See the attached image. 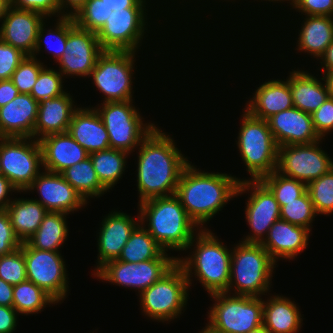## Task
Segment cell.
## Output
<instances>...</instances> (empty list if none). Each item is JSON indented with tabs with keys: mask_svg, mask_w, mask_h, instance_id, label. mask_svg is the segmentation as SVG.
Instances as JSON below:
<instances>
[{
	"mask_svg": "<svg viewBox=\"0 0 333 333\" xmlns=\"http://www.w3.org/2000/svg\"><path fill=\"white\" fill-rule=\"evenodd\" d=\"M160 125L159 122L131 154L135 160L131 167L136 166L134 186L137 189V204L174 195L184 168L192 160L179 148L173 132H166Z\"/></svg>",
	"mask_w": 333,
	"mask_h": 333,
	"instance_id": "obj_1",
	"label": "cell"
},
{
	"mask_svg": "<svg viewBox=\"0 0 333 333\" xmlns=\"http://www.w3.org/2000/svg\"><path fill=\"white\" fill-rule=\"evenodd\" d=\"M195 164L191 161L184 168L175 195L200 229H211L210 221L213 222L229 202L236 200L242 178L232 172L210 171Z\"/></svg>",
	"mask_w": 333,
	"mask_h": 333,
	"instance_id": "obj_2",
	"label": "cell"
},
{
	"mask_svg": "<svg viewBox=\"0 0 333 333\" xmlns=\"http://www.w3.org/2000/svg\"><path fill=\"white\" fill-rule=\"evenodd\" d=\"M214 229H201L177 258L190 290L199 283L207 295L226 292L230 281L232 244L225 243Z\"/></svg>",
	"mask_w": 333,
	"mask_h": 333,
	"instance_id": "obj_3",
	"label": "cell"
},
{
	"mask_svg": "<svg viewBox=\"0 0 333 333\" xmlns=\"http://www.w3.org/2000/svg\"><path fill=\"white\" fill-rule=\"evenodd\" d=\"M136 206L140 224L175 258L187 249L193 237L201 230L188 216L175 194L149 199Z\"/></svg>",
	"mask_w": 333,
	"mask_h": 333,
	"instance_id": "obj_4",
	"label": "cell"
},
{
	"mask_svg": "<svg viewBox=\"0 0 333 333\" xmlns=\"http://www.w3.org/2000/svg\"><path fill=\"white\" fill-rule=\"evenodd\" d=\"M231 243L230 281L225 293L264 297L271 291L274 292L273 281L278 265L263 246L239 240Z\"/></svg>",
	"mask_w": 333,
	"mask_h": 333,
	"instance_id": "obj_5",
	"label": "cell"
},
{
	"mask_svg": "<svg viewBox=\"0 0 333 333\" xmlns=\"http://www.w3.org/2000/svg\"><path fill=\"white\" fill-rule=\"evenodd\" d=\"M240 114L237 118L240 119L237 122L240 127L236 128L238 131L233 139L237 157H240L238 161L241 160L242 168L244 166L243 170L247 173L242 181L261 180L276 170L278 146L267 120L254 117L244 108Z\"/></svg>",
	"mask_w": 333,
	"mask_h": 333,
	"instance_id": "obj_6",
	"label": "cell"
},
{
	"mask_svg": "<svg viewBox=\"0 0 333 333\" xmlns=\"http://www.w3.org/2000/svg\"><path fill=\"white\" fill-rule=\"evenodd\" d=\"M191 292L183 268L176 263L158 281L137 296L138 310L148 322L150 320L154 324L158 322L166 326L173 324L181 320L187 311Z\"/></svg>",
	"mask_w": 333,
	"mask_h": 333,
	"instance_id": "obj_7",
	"label": "cell"
},
{
	"mask_svg": "<svg viewBox=\"0 0 333 333\" xmlns=\"http://www.w3.org/2000/svg\"><path fill=\"white\" fill-rule=\"evenodd\" d=\"M139 54L131 51H104L98 57L87 79L96 95L101 96L98 102L137 100L134 94L138 79L135 75L139 73L137 67L140 65L136 61L139 57L144 58Z\"/></svg>",
	"mask_w": 333,
	"mask_h": 333,
	"instance_id": "obj_8",
	"label": "cell"
},
{
	"mask_svg": "<svg viewBox=\"0 0 333 333\" xmlns=\"http://www.w3.org/2000/svg\"><path fill=\"white\" fill-rule=\"evenodd\" d=\"M136 105L135 100L88 105L100 115L109 134L110 148L132 154L158 125L154 119L148 120Z\"/></svg>",
	"mask_w": 333,
	"mask_h": 333,
	"instance_id": "obj_9",
	"label": "cell"
},
{
	"mask_svg": "<svg viewBox=\"0 0 333 333\" xmlns=\"http://www.w3.org/2000/svg\"><path fill=\"white\" fill-rule=\"evenodd\" d=\"M205 323L219 333H248L263 324V297L214 293Z\"/></svg>",
	"mask_w": 333,
	"mask_h": 333,
	"instance_id": "obj_10",
	"label": "cell"
},
{
	"mask_svg": "<svg viewBox=\"0 0 333 333\" xmlns=\"http://www.w3.org/2000/svg\"><path fill=\"white\" fill-rule=\"evenodd\" d=\"M152 14L153 13L116 14L111 16L97 33L98 42L100 43L101 48L104 51H131L141 54L145 53L143 52V49L148 46L147 43L150 39L154 40L153 37L150 38V35L153 36L155 34V37L157 34L155 29H153L155 28L153 25L157 24L158 29L163 32V28L160 29L159 26L162 24L160 19L164 18V16L152 18ZM151 20H154L155 22H152ZM150 25H152V27ZM151 32L155 33L151 34Z\"/></svg>",
	"mask_w": 333,
	"mask_h": 333,
	"instance_id": "obj_11",
	"label": "cell"
},
{
	"mask_svg": "<svg viewBox=\"0 0 333 333\" xmlns=\"http://www.w3.org/2000/svg\"><path fill=\"white\" fill-rule=\"evenodd\" d=\"M240 197H245L243 219L250 231L245 232L239 241L261 243L274 222L280 219V206L274 194L261 180L239 182L236 201Z\"/></svg>",
	"mask_w": 333,
	"mask_h": 333,
	"instance_id": "obj_12",
	"label": "cell"
},
{
	"mask_svg": "<svg viewBox=\"0 0 333 333\" xmlns=\"http://www.w3.org/2000/svg\"><path fill=\"white\" fill-rule=\"evenodd\" d=\"M27 280L49 294L59 305L71 295L70 272L64 253L39 250L22 242ZM66 259V260H65Z\"/></svg>",
	"mask_w": 333,
	"mask_h": 333,
	"instance_id": "obj_13",
	"label": "cell"
},
{
	"mask_svg": "<svg viewBox=\"0 0 333 333\" xmlns=\"http://www.w3.org/2000/svg\"><path fill=\"white\" fill-rule=\"evenodd\" d=\"M1 174L25 191L44 170L42 149L34 138L0 137Z\"/></svg>",
	"mask_w": 333,
	"mask_h": 333,
	"instance_id": "obj_14",
	"label": "cell"
},
{
	"mask_svg": "<svg viewBox=\"0 0 333 333\" xmlns=\"http://www.w3.org/2000/svg\"><path fill=\"white\" fill-rule=\"evenodd\" d=\"M177 259H151L129 263L117 259L106 262L91 277L99 283L134 291L138 296L167 273Z\"/></svg>",
	"mask_w": 333,
	"mask_h": 333,
	"instance_id": "obj_15",
	"label": "cell"
},
{
	"mask_svg": "<svg viewBox=\"0 0 333 333\" xmlns=\"http://www.w3.org/2000/svg\"><path fill=\"white\" fill-rule=\"evenodd\" d=\"M325 140L278 147L276 171L306 185L328 173L333 168V156L327 152L328 145H323Z\"/></svg>",
	"mask_w": 333,
	"mask_h": 333,
	"instance_id": "obj_16",
	"label": "cell"
},
{
	"mask_svg": "<svg viewBox=\"0 0 333 333\" xmlns=\"http://www.w3.org/2000/svg\"><path fill=\"white\" fill-rule=\"evenodd\" d=\"M103 52L104 50L98 42L97 33L79 28L75 24L73 16H68V38L65 53L54 67L63 75L67 83L77 82V78L83 83L90 77L98 57Z\"/></svg>",
	"mask_w": 333,
	"mask_h": 333,
	"instance_id": "obj_17",
	"label": "cell"
},
{
	"mask_svg": "<svg viewBox=\"0 0 333 333\" xmlns=\"http://www.w3.org/2000/svg\"><path fill=\"white\" fill-rule=\"evenodd\" d=\"M119 209L113 207L108 214L102 215L99 226L96 227V232L94 231L98 253L95 264L90 269L92 272H89L91 276L106 262L118 259L132 231L140 223L138 208L135 215Z\"/></svg>",
	"mask_w": 333,
	"mask_h": 333,
	"instance_id": "obj_18",
	"label": "cell"
},
{
	"mask_svg": "<svg viewBox=\"0 0 333 333\" xmlns=\"http://www.w3.org/2000/svg\"><path fill=\"white\" fill-rule=\"evenodd\" d=\"M157 1L156 0H87L85 4L79 9V11L73 16V19L75 21V24L79 28L84 30H89L90 32L98 33L101 30V28L105 25L107 19L116 14H149L153 12L154 13L153 17H157V15L163 16L162 13L165 12L166 14H164V16L171 14L170 18L171 19L175 18V15L173 16L171 12L172 7L170 8L167 6H163V3H161L162 0L161 1L157 0ZM159 7L160 10L162 9L161 11L159 10ZM163 7L166 8L165 11Z\"/></svg>",
	"mask_w": 333,
	"mask_h": 333,
	"instance_id": "obj_19",
	"label": "cell"
},
{
	"mask_svg": "<svg viewBox=\"0 0 333 333\" xmlns=\"http://www.w3.org/2000/svg\"><path fill=\"white\" fill-rule=\"evenodd\" d=\"M33 196L41 203L47 211L63 212L70 214L86 211L89 204L83 197L68 183L61 173H54L43 170L24 191L25 195ZM85 209V210H84ZM80 211V212H79Z\"/></svg>",
	"mask_w": 333,
	"mask_h": 333,
	"instance_id": "obj_20",
	"label": "cell"
},
{
	"mask_svg": "<svg viewBox=\"0 0 333 333\" xmlns=\"http://www.w3.org/2000/svg\"><path fill=\"white\" fill-rule=\"evenodd\" d=\"M295 17L296 19L294 22L291 20L288 24H295L291 27L295 31V36L292 38V49L294 50L295 54L301 55L302 60H306V65L304 63L300 64L301 67H307V60L310 57L308 63H313L311 65L314 66L319 61V59L324 55L327 47L333 41V17L331 16H301L296 18V16H292L291 18ZM297 21V22H296ZM300 24H299V23ZM295 46V48H294ZM303 55V56H302ZM307 55V56H306ZM307 59H306V58ZM313 60V61H312ZM312 61V62H311Z\"/></svg>",
	"mask_w": 333,
	"mask_h": 333,
	"instance_id": "obj_21",
	"label": "cell"
},
{
	"mask_svg": "<svg viewBox=\"0 0 333 333\" xmlns=\"http://www.w3.org/2000/svg\"><path fill=\"white\" fill-rule=\"evenodd\" d=\"M311 236L313 233L307 228L278 219L260 244L279 266V261L295 262L310 246Z\"/></svg>",
	"mask_w": 333,
	"mask_h": 333,
	"instance_id": "obj_22",
	"label": "cell"
},
{
	"mask_svg": "<svg viewBox=\"0 0 333 333\" xmlns=\"http://www.w3.org/2000/svg\"><path fill=\"white\" fill-rule=\"evenodd\" d=\"M275 77L273 74V78L268 77L266 81L262 78V82L259 81V84L254 86L256 89H252L251 95L243 96L246 101L244 100L245 104H242V108L262 120L292 108L293 100L289 81L284 76L282 79L280 76Z\"/></svg>",
	"mask_w": 333,
	"mask_h": 333,
	"instance_id": "obj_23",
	"label": "cell"
},
{
	"mask_svg": "<svg viewBox=\"0 0 333 333\" xmlns=\"http://www.w3.org/2000/svg\"><path fill=\"white\" fill-rule=\"evenodd\" d=\"M47 18L34 11L18 10L9 6L0 19V39L32 56L38 31Z\"/></svg>",
	"mask_w": 333,
	"mask_h": 333,
	"instance_id": "obj_24",
	"label": "cell"
},
{
	"mask_svg": "<svg viewBox=\"0 0 333 333\" xmlns=\"http://www.w3.org/2000/svg\"><path fill=\"white\" fill-rule=\"evenodd\" d=\"M291 68L286 72L288 76H285V73L283 75L290 84L293 106L312 114L330 96L326 80L322 74L313 71L309 66L306 69L294 64Z\"/></svg>",
	"mask_w": 333,
	"mask_h": 333,
	"instance_id": "obj_25",
	"label": "cell"
},
{
	"mask_svg": "<svg viewBox=\"0 0 333 333\" xmlns=\"http://www.w3.org/2000/svg\"><path fill=\"white\" fill-rule=\"evenodd\" d=\"M267 123L278 147L321 140L314 129L312 115L294 106L271 116Z\"/></svg>",
	"mask_w": 333,
	"mask_h": 333,
	"instance_id": "obj_26",
	"label": "cell"
},
{
	"mask_svg": "<svg viewBox=\"0 0 333 333\" xmlns=\"http://www.w3.org/2000/svg\"><path fill=\"white\" fill-rule=\"evenodd\" d=\"M68 90L56 98H48L39 102L37 120L34 126L33 138L40 140L42 137L68 131L74 112L81 105L77 95ZM76 98H75V97Z\"/></svg>",
	"mask_w": 333,
	"mask_h": 333,
	"instance_id": "obj_27",
	"label": "cell"
},
{
	"mask_svg": "<svg viewBox=\"0 0 333 333\" xmlns=\"http://www.w3.org/2000/svg\"><path fill=\"white\" fill-rule=\"evenodd\" d=\"M297 301L282 293L263 297V325L272 333H301L305 326L304 314Z\"/></svg>",
	"mask_w": 333,
	"mask_h": 333,
	"instance_id": "obj_28",
	"label": "cell"
},
{
	"mask_svg": "<svg viewBox=\"0 0 333 333\" xmlns=\"http://www.w3.org/2000/svg\"><path fill=\"white\" fill-rule=\"evenodd\" d=\"M38 105L30 94L19 93L0 107V137L33 138Z\"/></svg>",
	"mask_w": 333,
	"mask_h": 333,
	"instance_id": "obj_29",
	"label": "cell"
},
{
	"mask_svg": "<svg viewBox=\"0 0 333 333\" xmlns=\"http://www.w3.org/2000/svg\"><path fill=\"white\" fill-rule=\"evenodd\" d=\"M85 104L74 112L68 133L90 155L110 148L109 134L96 109Z\"/></svg>",
	"mask_w": 333,
	"mask_h": 333,
	"instance_id": "obj_30",
	"label": "cell"
},
{
	"mask_svg": "<svg viewBox=\"0 0 333 333\" xmlns=\"http://www.w3.org/2000/svg\"><path fill=\"white\" fill-rule=\"evenodd\" d=\"M39 143L42 149L43 169L50 172L61 173L89 156L68 131L46 135Z\"/></svg>",
	"mask_w": 333,
	"mask_h": 333,
	"instance_id": "obj_31",
	"label": "cell"
},
{
	"mask_svg": "<svg viewBox=\"0 0 333 333\" xmlns=\"http://www.w3.org/2000/svg\"><path fill=\"white\" fill-rule=\"evenodd\" d=\"M22 194L24 191H18L5 211L16 236L21 242H26L37 231L48 211L33 197Z\"/></svg>",
	"mask_w": 333,
	"mask_h": 333,
	"instance_id": "obj_32",
	"label": "cell"
},
{
	"mask_svg": "<svg viewBox=\"0 0 333 333\" xmlns=\"http://www.w3.org/2000/svg\"><path fill=\"white\" fill-rule=\"evenodd\" d=\"M67 38L68 16L52 19L47 18L39 28L36 46L32 56L39 59L45 65L55 66L57 61L65 53ZM44 54L49 58H47V56L44 57ZM45 58L50 60L47 61Z\"/></svg>",
	"mask_w": 333,
	"mask_h": 333,
	"instance_id": "obj_33",
	"label": "cell"
},
{
	"mask_svg": "<svg viewBox=\"0 0 333 333\" xmlns=\"http://www.w3.org/2000/svg\"><path fill=\"white\" fill-rule=\"evenodd\" d=\"M69 216L63 212L48 211L37 231L25 243L39 250L62 252L70 238Z\"/></svg>",
	"mask_w": 333,
	"mask_h": 333,
	"instance_id": "obj_34",
	"label": "cell"
},
{
	"mask_svg": "<svg viewBox=\"0 0 333 333\" xmlns=\"http://www.w3.org/2000/svg\"><path fill=\"white\" fill-rule=\"evenodd\" d=\"M100 183L110 192L116 190L115 186L121 183L123 176L128 172L131 154L109 148L89 155ZM130 162V164H128ZM126 172V173H125ZM112 191V192H111Z\"/></svg>",
	"mask_w": 333,
	"mask_h": 333,
	"instance_id": "obj_35",
	"label": "cell"
},
{
	"mask_svg": "<svg viewBox=\"0 0 333 333\" xmlns=\"http://www.w3.org/2000/svg\"><path fill=\"white\" fill-rule=\"evenodd\" d=\"M151 259H177L166 252L139 223L132 231L117 260L139 263Z\"/></svg>",
	"mask_w": 333,
	"mask_h": 333,
	"instance_id": "obj_36",
	"label": "cell"
},
{
	"mask_svg": "<svg viewBox=\"0 0 333 333\" xmlns=\"http://www.w3.org/2000/svg\"><path fill=\"white\" fill-rule=\"evenodd\" d=\"M64 179L91 204L110 192L100 183L90 156L61 172ZM108 192V193H107Z\"/></svg>",
	"mask_w": 333,
	"mask_h": 333,
	"instance_id": "obj_37",
	"label": "cell"
},
{
	"mask_svg": "<svg viewBox=\"0 0 333 333\" xmlns=\"http://www.w3.org/2000/svg\"><path fill=\"white\" fill-rule=\"evenodd\" d=\"M59 304L33 282L26 280L13 286V308L22 317L37 316L48 307Z\"/></svg>",
	"mask_w": 333,
	"mask_h": 333,
	"instance_id": "obj_38",
	"label": "cell"
},
{
	"mask_svg": "<svg viewBox=\"0 0 333 333\" xmlns=\"http://www.w3.org/2000/svg\"><path fill=\"white\" fill-rule=\"evenodd\" d=\"M317 217L319 216L315 212L308 191L294 201L285 202V205L280 207V219L307 228L311 233L314 230L312 228H314L315 220H319Z\"/></svg>",
	"mask_w": 333,
	"mask_h": 333,
	"instance_id": "obj_39",
	"label": "cell"
},
{
	"mask_svg": "<svg viewBox=\"0 0 333 333\" xmlns=\"http://www.w3.org/2000/svg\"><path fill=\"white\" fill-rule=\"evenodd\" d=\"M63 75L53 65H46L39 73L30 95L39 103L48 98H56L68 91ZM67 86V87H66Z\"/></svg>",
	"mask_w": 333,
	"mask_h": 333,
	"instance_id": "obj_40",
	"label": "cell"
},
{
	"mask_svg": "<svg viewBox=\"0 0 333 333\" xmlns=\"http://www.w3.org/2000/svg\"><path fill=\"white\" fill-rule=\"evenodd\" d=\"M261 181L274 194L280 207L285 205V202L301 197L307 191L305 183L278 173L276 170L263 177Z\"/></svg>",
	"mask_w": 333,
	"mask_h": 333,
	"instance_id": "obj_41",
	"label": "cell"
},
{
	"mask_svg": "<svg viewBox=\"0 0 333 333\" xmlns=\"http://www.w3.org/2000/svg\"><path fill=\"white\" fill-rule=\"evenodd\" d=\"M315 212L318 216L333 215V168L307 185Z\"/></svg>",
	"mask_w": 333,
	"mask_h": 333,
	"instance_id": "obj_42",
	"label": "cell"
},
{
	"mask_svg": "<svg viewBox=\"0 0 333 333\" xmlns=\"http://www.w3.org/2000/svg\"><path fill=\"white\" fill-rule=\"evenodd\" d=\"M46 65L34 56H25L14 71L11 80L19 93L30 94L40 71Z\"/></svg>",
	"mask_w": 333,
	"mask_h": 333,
	"instance_id": "obj_43",
	"label": "cell"
},
{
	"mask_svg": "<svg viewBox=\"0 0 333 333\" xmlns=\"http://www.w3.org/2000/svg\"><path fill=\"white\" fill-rule=\"evenodd\" d=\"M0 279L13 286L27 280L22 245L13 252L0 256Z\"/></svg>",
	"mask_w": 333,
	"mask_h": 333,
	"instance_id": "obj_44",
	"label": "cell"
},
{
	"mask_svg": "<svg viewBox=\"0 0 333 333\" xmlns=\"http://www.w3.org/2000/svg\"><path fill=\"white\" fill-rule=\"evenodd\" d=\"M290 9V11L288 10ZM288 18L292 16H331L333 17V0H289ZM292 14H290V13ZM296 13V14H295ZM295 14V15H294Z\"/></svg>",
	"mask_w": 333,
	"mask_h": 333,
	"instance_id": "obj_45",
	"label": "cell"
},
{
	"mask_svg": "<svg viewBox=\"0 0 333 333\" xmlns=\"http://www.w3.org/2000/svg\"><path fill=\"white\" fill-rule=\"evenodd\" d=\"M312 115L313 126L321 139H327L333 134V97L326 101Z\"/></svg>",
	"mask_w": 333,
	"mask_h": 333,
	"instance_id": "obj_46",
	"label": "cell"
},
{
	"mask_svg": "<svg viewBox=\"0 0 333 333\" xmlns=\"http://www.w3.org/2000/svg\"><path fill=\"white\" fill-rule=\"evenodd\" d=\"M25 54L0 39V80L11 79Z\"/></svg>",
	"mask_w": 333,
	"mask_h": 333,
	"instance_id": "obj_47",
	"label": "cell"
},
{
	"mask_svg": "<svg viewBox=\"0 0 333 333\" xmlns=\"http://www.w3.org/2000/svg\"><path fill=\"white\" fill-rule=\"evenodd\" d=\"M10 6L18 10L38 12L46 18H60L59 0H10Z\"/></svg>",
	"mask_w": 333,
	"mask_h": 333,
	"instance_id": "obj_48",
	"label": "cell"
},
{
	"mask_svg": "<svg viewBox=\"0 0 333 333\" xmlns=\"http://www.w3.org/2000/svg\"><path fill=\"white\" fill-rule=\"evenodd\" d=\"M21 245L22 242L16 236L7 212L0 211V256L13 252Z\"/></svg>",
	"mask_w": 333,
	"mask_h": 333,
	"instance_id": "obj_49",
	"label": "cell"
},
{
	"mask_svg": "<svg viewBox=\"0 0 333 333\" xmlns=\"http://www.w3.org/2000/svg\"><path fill=\"white\" fill-rule=\"evenodd\" d=\"M239 1V2H238ZM241 1V2H240ZM244 0H214L213 2H211L210 3V6H211V4L213 3V6L212 7H210L209 6V8L210 9H217L218 8V10H221L222 9V7L221 6H223L222 4H223V2H224V9H222L223 10V12H225L226 11V6H228L227 8V10H229L231 7H234V6H237V5H233V4H239L240 3V5H238L237 7L239 8V10H240V12H241V9H240V7L242 8V6L241 5H243L242 4V2H243ZM245 1H247L243 6V8H245V5L246 4H248V7L250 6V2H251V5H252V2H254L255 4L257 3V2H259V3H257V5L259 6L258 7V9L260 8V5L262 6L259 10H260V12H257L258 14H257V16L259 15V14H261L262 13V11H263V13H262V15L265 13L264 11H265V9H264V7H265V4H266V6H267V4H268V6H270V7H265L266 9L268 8H270L269 9V12L271 13L272 11H270L271 10V7H272V9H273V7L275 6L276 7V9H277V7L279 8V9H281L282 11L284 10V12L286 11V9L285 8H287V6H288V2H289V0H253V1H249V0H245ZM226 2V3H225ZM232 4H231V3ZM222 3V4H221ZM265 3V4H264ZM218 4H220V5H218ZM227 4V5H226ZM231 4V5H230ZM218 5V7L216 8V6ZM233 5V6H232ZM272 5V6H271ZM278 5V6H277ZM281 5V6H280ZM284 5V6H283ZM215 6V8H213ZM219 6L221 7V8H219ZM229 6H230V8H229ZM240 6V7H239ZM264 6V7H263ZM280 6V7H279ZM284 7V8H283ZM262 9V10H261Z\"/></svg>",
	"mask_w": 333,
	"mask_h": 333,
	"instance_id": "obj_50",
	"label": "cell"
},
{
	"mask_svg": "<svg viewBox=\"0 0 333 333\" xmlns=\"http://www.w3.org/2000/svg\"><path fill=\"white\" fill-rule=\"evenodd\" d=\"M19 316L13 307L0 305V333L17 332L20 326L19 320H21Z\"/></svg>",
	"mask_w": 333,
	"mask_h": 333,
	"instance_id": "obj_51",
	"label": "cell"
},
{
	"mask_svg": "<svg viewBox=\"0 0 333 333\" xmlns=\"http://www.w3.org/2000/svg\"><path fill=\"white\" fill-rule=\"evenodd\" d=\"M18 190L3 175H0V211L6 210V207L14 199Z\"/></svg>",
	"mask_w": 333,
	"mask_h": 333,
	"instance_id": "obj_52",
	"label": "cell"
},
{
	"mask_svg": "<svg viewBox=\"0 0 333 333\" xmlns=\"http://www.w3.org/2000/svg\"><path fill=\"white\" fill-rule=\"evenodd\" d=\"M19 91L11 79L0 80V107L12 101Z\"/></svg>",
	"mask_w": 333,
	"mask_h": 333,
	"instance_id": "obj_53",
	"label": "cell"
},
{
	"mask_svg": "<svg viewBox=\"0 0 333 333\" xmlns=\"http://www.w3.org/2000/svg\"><path fill=\"white\" fill-rule=\"evenodd\" d=\"M87 0H59L60 18L74 16Z\"/></svg>",
	"mask_w": 333,
	"mask_h": 333,
	"instance_id": "obj_54",
	"label": "cell"
},
{
	"mask_svg": "<svg viewBox=\"0 0 333 333\" xmlns=\"http://www.w3.org/2000/svg\"><path fill=\"white\" fill-rule=\"evenodd\" d=\"M316 66V69L314 68ZM315 71H333V41L327 47L324 55L314 64Z\"/></svg>",
	"mask_w": 333,
	"mask_h": 333,
	"instance_id": "obj_55",
	"label": "cell"
},
{
	"mask_svg": "<svg viewBox=\"0 0 333 333\" xmlns=\"http://www.w3.org/2000/svg\"><path fill=\"white\" fill-rule=\"evenodd\" d=\"M170 1H171V5H169V4H170ZM170 1H169V0H162V3H163L164 5H167V4H168L167 6H170V7H171V6H172V7L175 6L174 8H172V14H175V15L177 14V13H176V12H177V9H178V10H179V9H184V11L186 12V11L188 10V9H186L187 6L192 7V6H190L191 2L194 3V4H191V5H194V6L192 7L193 9H194V7H195V4H196V6H198L197 4H199V2H200L201 5L198 6L196 9H194V10H196V11L198 10L199 7H201V8H202V7L207 8V6L210 5V0H203V1H202V0H198V1H197V0H192V1H191V0H186L187 2H186L185 0H179V1H178V0H170ZM184 1H185V2H184ZM188 1H189V2H188ZM194 1H196L197 3L194 2ZM204 1H205V2H204ZM208 1H209V2H208ZM213 1H214V0H212V2H213ZM166 2H167V3H166ZM173 2H174V3H173ZM176 2H177V3H176ZM201 2H202V3H201ZM207 2H208V4H205V3H207ZM175 3H176V4H175ZM183 3H184V4L186 3V4H185L186 6H185ZM188 3H189V5H187ZM177 4H179V5H177ZM202 4H203V5H202ZM204 4H205V5H204ZM176 5H177V7H176ZM180 5H182L183 8H182ZM179 7H180V8H179ZM175 9H176V10H175ZM173 10H175V12H173Z\"/></svg>",
	"mask_w": 333,
	"mask_h": 333,
	"instance_id": "obj_56",
	"label": "cell"
},
{
	"mask_svg": "<svg viewBox=\"0 0 333 333\" xmlns=\"http://www.w3.org/2000/svg\"><path fill=\"white\" fill-rule=\"evenodd\" d=\"M0 305L13 307V285L0 279Z\"/></svg>",
	"mask_w": 333,
	"mask_h": 333,
	"instance_id": "obj_57",
	"label": "cell"
},
{
	"mask_svg": "<svg viewBox=\"0 0 333 333\" xmlns=\"http://www.w3.org/2000/svg\"><path fill=\"white\" fill-rule=\"evenodd\" d=\"M324 76L326 80L330 96L333 97V71H316Z\"/></svg>",
	"mask_w": 333,
	"mask_h": 333,
	"instance_id": "obj_58",
	"label": "cell"
},
{
	"mask_svg": "<svg viewBox=\"0 0 333 333\" xmlns=\"http://www.w3.org/2000/svg\"><path fill=\"white\" fill-rule=\"evenodd\" d=\"M9 6L10 0H0V19L6 13V10Z\"/></svg>",
	"mask_w": 333,
	"mask_h": 333,
	"instance_id": "obj_59",
	"label": "cell"
},
{
	"mask_svg": "<svg viewBox=\"0 0 333 333\" xmlns=\"http://www.w3.org/2000/svg\"><path fill=\"white\" fill-rule=\"evenodd\" d=\"M248 333H272V332L262 324L256 329L250 330Z\"/></svg>",
	"mask_w": 333,
	"mask_h": 333,
	"instance_id": "obj_60",
	"label": "cell"
},
{
	"mask_svg": "<svg viewBox=\"0 0 333 333\" xmlns=\"http://www.w3.org/2000/svg\"><path fill=\"white\" fill-rule=\"evenodd\" d=\"M204 327L202 326L201 328L202 329H199L200 331H198L197 333H219L215 330H213L209 325H207L205 322H204Z\"/></svg>",
	"mask_w": 333,
	"mask_h": 333,
	"instance_id": "obj_61",
	"label": "cell"
},
{
	"mask_svg": "<svg viewBox=\"0 0 333 333\" xmlns=\"http://www.w3.org/2000/svg\"><path fill=\"white\" fill-rule=\"evenodd\" d=\"M98 329H99V328H97V329H93V331L90 330L89 333H97ZM94 330H95L96 332H95Z\"/></svg>",
	"mask_w": 333,
	"mask_h": 333,
	"instance_id": "obj_62",
	"label": "cell"
}]
</instances>
